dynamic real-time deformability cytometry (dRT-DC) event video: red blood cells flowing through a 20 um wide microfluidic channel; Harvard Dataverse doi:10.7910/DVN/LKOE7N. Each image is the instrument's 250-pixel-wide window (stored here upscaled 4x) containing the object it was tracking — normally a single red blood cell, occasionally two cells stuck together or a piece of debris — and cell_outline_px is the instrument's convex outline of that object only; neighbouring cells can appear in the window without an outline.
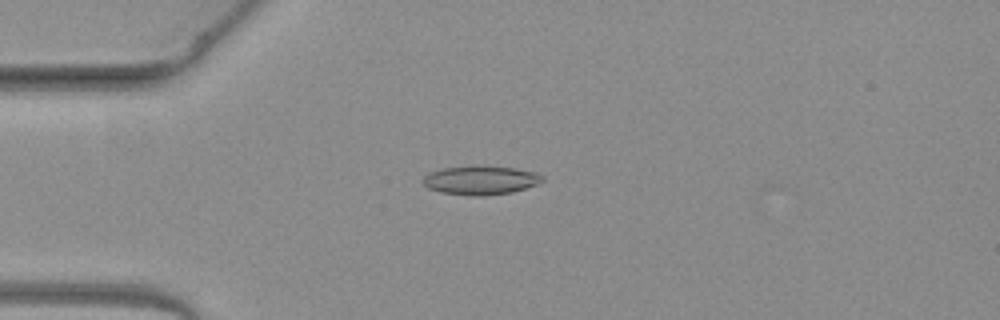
{"species": "common noctule bat (a hibernating species)", "species_latin": "Nyctalus noctula", "temperature_condition": "warm", "stored_images_in_passage": 49, "camera_frame_rate_fps": 3000, "um_per_image_px": 0.085, "animal": {"sex": "female", "body_mass_g": 19.3, "forearm_length_mm": 54.1}, "frame": {"image": 1, "passage_image": 12, "time_ms": 3.667, "image_size_px": [1000, 320], "cell_outline_px": [[544, 180], [536, 184], [512, 192], [484, 196], [472, 196], [440, 192], [428, 188], [424, 184], [424, 176], [440, 168], [476, 164], [516, 168], [536, 172], [544, 176]], "centroid_in_image_um": [40.86, 15.29], "position_along_channel_um": 44.1, "area_um2": 20.4}}
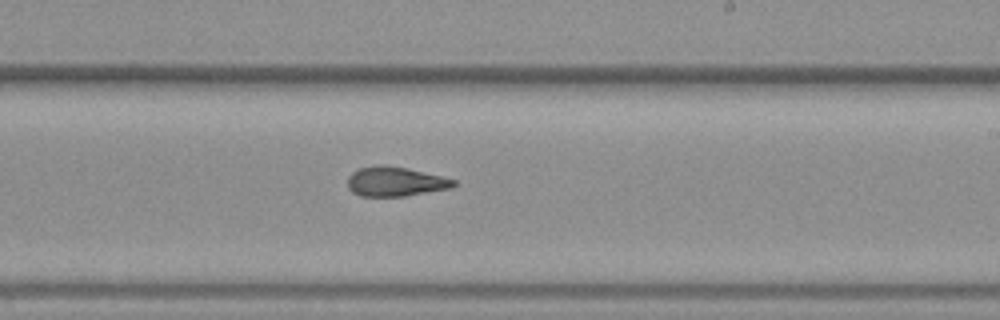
{"frame": {"image": 2, "passage_image": 29, "time_ms": 9.333, "image_size_px": [1000, 320], "cell_outline_px": [[456, 184], [452, 188], [404, 196], [360, 196], [352, 192], [348, 188], [348, 176], [352, 172], [360, 168], [380, 164], [384, 164], [408, 168], [456, 180]], "centroid_in_image_um": [33.58, 15.43], "position_along_channel_um": 255.4, "area_um2": 18.26}}
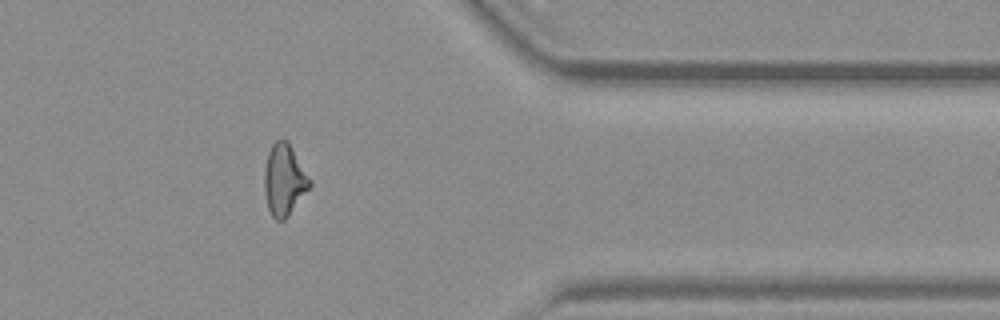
{"frame": {"image": 3, "passage_image": 40, "time_ms": 13.0, "image_size_px": [1000, 320], "cell_outline_px": [[312, 184], [288, 216], [284, 220], [276, 220], [272, 216], [268, 208], [264, 192], [264, 172], [268, 152], [272, 144], [276, 140], [288, 140], [312, 180]], "centroid_in_image_um": [24.16, 15.28], "position_along_channel_um": 387.2, "area_um2": 18.96}, "authors_computed_cell_mechanics": {"area_um2": 18.785, "velocity_mm_per_s": 4.0899, "shape_relaxation_time_tau1_ms": 10.222, "shape_relaxation_time_tau2_ms": 2.631, "deformation_change_tau1": 0.2755, "deformation_change_tau2": 0.1268}}